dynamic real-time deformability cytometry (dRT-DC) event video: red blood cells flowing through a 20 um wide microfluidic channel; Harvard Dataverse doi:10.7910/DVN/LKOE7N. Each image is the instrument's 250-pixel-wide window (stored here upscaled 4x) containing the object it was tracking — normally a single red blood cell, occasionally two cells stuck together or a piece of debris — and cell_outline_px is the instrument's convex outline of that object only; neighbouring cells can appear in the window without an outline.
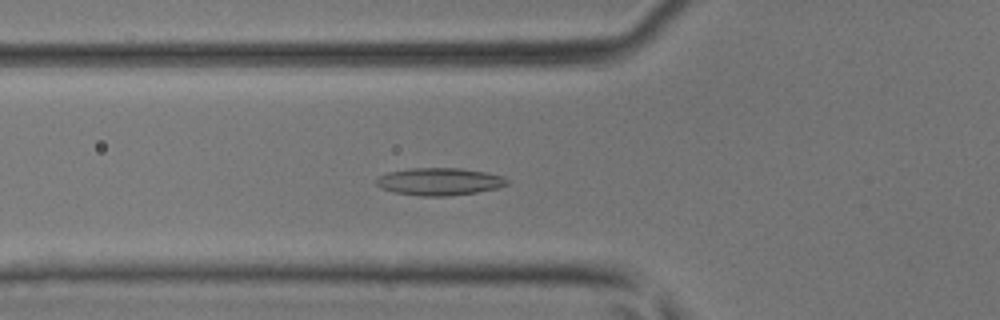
{"species": "common noctule bat (a hibernating species)", "species_latin": "Nyctalus noctula", "temperature_condition": "room temperature", "stored_images_in_passage": 48, "camera_frame_rate_fps": 3000, "um_per_image_px": 0.085, "animal": {"sex": "male", "body_mass_g": 17.9, "forearm_length_mm": 54.2}, "frame": {"image": 1, "passage_image": 18, "time_ms": 5.667, "image_size_px": [1000, 320], "cell_outline_px": [[508, 184], [496, 188], [476, 192], [444, 196], [420, 196], [392, 192], [380, 188], [376, 184], [376, 180], [380, 176], [388, 172], [412, 168], [460, 168], [484, 172], [504, 176], [508, 180]], "centroid_in_image_um": [37.33, 15.43], "position_along_channel_um": 88.5, "area_um2": 20.81}}
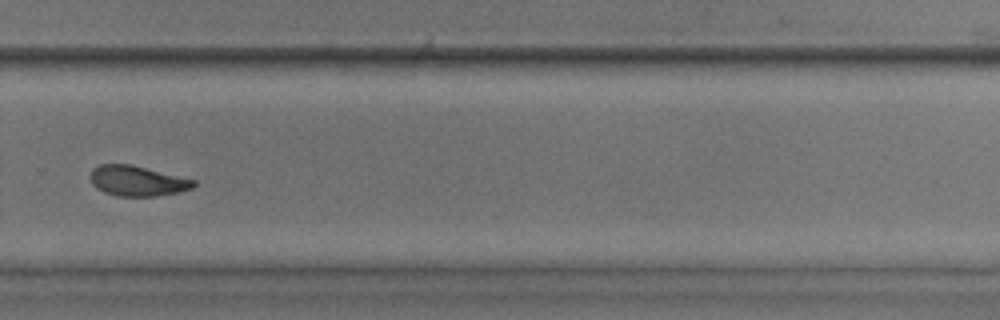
{"frame": {"image": 2, "passage_image": 34, "time_ms": 11.0, "image_size_px": [1000, 320], "cell_outline_px": [[196, 184], [192, 188], [176, 192], [156, 196], [116, 196], [104, 192], [96, 188], [92, 184], [88, 176], [92, 168], [100, 164], [132, 164], [196, 180]], "centroid_in_image_um": [11.62, 15.36], "position_along_channel_um": 318.2, "area_um2": 18.38}}
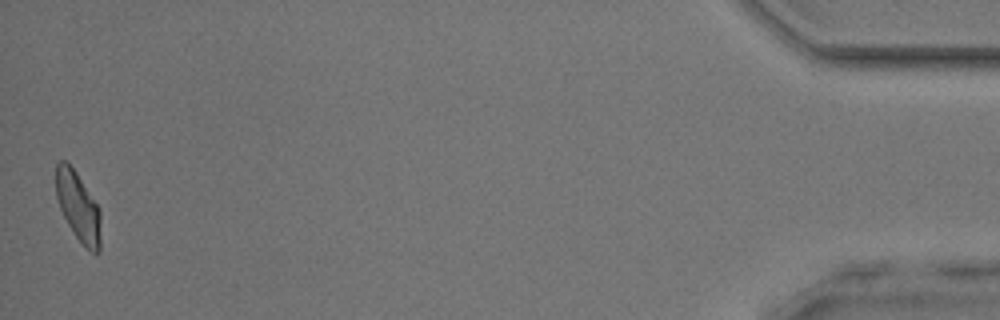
{"frame": {"image": 3, "passage_image": 48, "time_ms": 15.667, "image_size_px": [1000, 320], "cell_outline_px": [[100, 252], [96, 256], [84, 248], [68, 224], [60, 208], [56, 196], [56, 164], [60, 160], [64, 160], [76, 172], [100, 208]], "centroid_in_image_um": [6.67, 17.62], "position_along_channel_um": 428.5, "area_um2": 18.15}}